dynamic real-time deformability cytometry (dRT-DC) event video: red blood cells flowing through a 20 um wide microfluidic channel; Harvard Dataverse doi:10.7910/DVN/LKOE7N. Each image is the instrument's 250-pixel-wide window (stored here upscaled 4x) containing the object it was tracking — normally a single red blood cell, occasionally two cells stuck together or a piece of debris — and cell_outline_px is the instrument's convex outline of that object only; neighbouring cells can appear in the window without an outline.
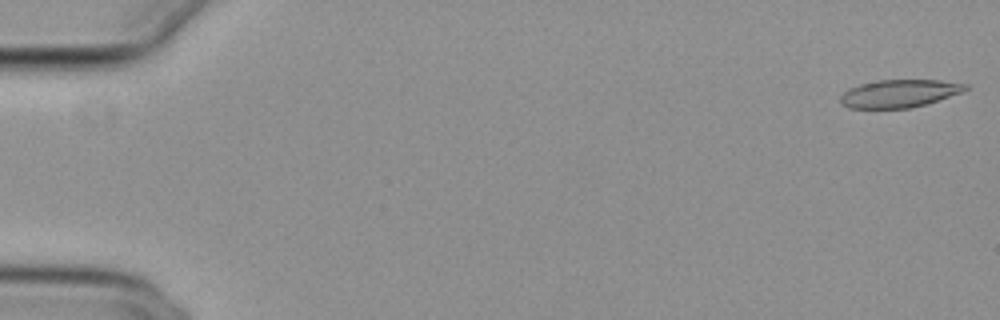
{"species": "common noctule bat (a hibernating species)", "species_latin": "Nyctalus noctula", "temperature_condition": "cold", "stored_images_in_passage": 13, "camera_frame_rate_fps": 3000, "um_per_image_px": 0.085, "animal": {"sex": "female", "body_mass_g": 29.2, "forearm_length_mm": 56.3}, "frame": {"image": 1, "passage_image": 1, "time_ms": 0.0, "image_size_px": [1000, 320], "cell_outline_px": [[968, 88], [960, 92], [924, 104], [908, 108], [848, 108], [840, 104], [840, 96], [848, 88], [860, 84], [876, 80], [940, 80], [968, 84]], "centroid_in_image_um": [76.37, 7.94], "position_along_channel_um": 8.6, "area_um2": 20.06}}